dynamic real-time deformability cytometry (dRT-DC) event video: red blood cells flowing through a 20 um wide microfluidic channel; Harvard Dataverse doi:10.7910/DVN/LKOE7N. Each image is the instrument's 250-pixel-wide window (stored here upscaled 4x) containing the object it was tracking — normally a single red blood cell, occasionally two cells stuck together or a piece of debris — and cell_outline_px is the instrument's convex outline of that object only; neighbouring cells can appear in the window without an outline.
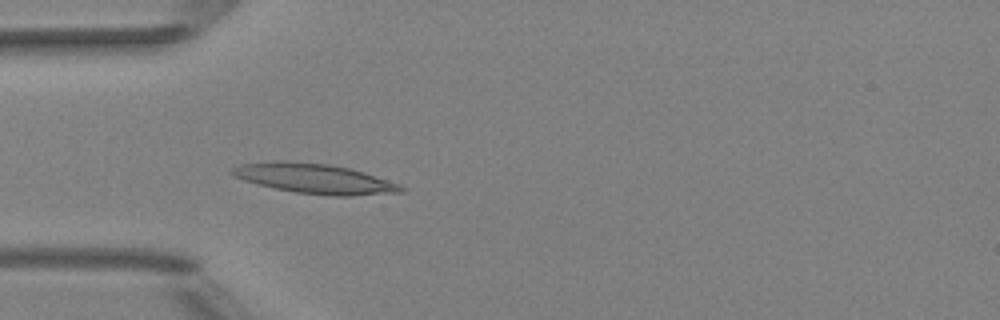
{"species": "Egyptian fruit bat (a non-hibernating species)", "species_latin": "Rousettus aegyptiacus", "temperature_condition": "room temperature", "stored_images_in_passage": 39, "camera_frame_rate_fps": 3000, "um_per_image_px": 0.085, "animal": {"sex": "female"}, "frame": {"image": 1, "passage_image": 3, "time_ms": 0.667, "image_size_px": [1000, 320], "cell_outline_px": [[404, 192], [352, 196], [332, 196], [296, 192], [276, 188], [244, 180], [228, 172], [228, 168], [240, 164], [272, 160], [284, 160], [328, 164], [348, 168], [364, 172], [400, 184], [404, 188]], "centroid_in_image_um": [26.71, 15.17], "position_along_channel_um": 58.3, "area_um2": 29.48}}
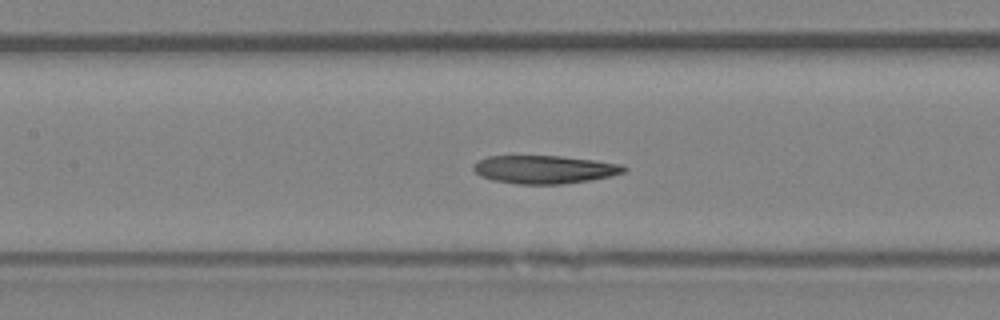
{"frame": {"image": 2, "passage_image": 11, "time_ms": 3.333, "image_size_px": [1000, 320], "cell_outline_px": [[628, 168], [624, 172], [612, 176], [592, 180], [564, 184], [516, 184], [492, 180], [480, 176], [472, 168], [472, 164], [488, 156], [560, 156], [592, 160], [620, 164]], "centroid_in_image_um": [46.27, 14.41], "position_along_channel_um": 161.1, "area_um2": 24.74}}
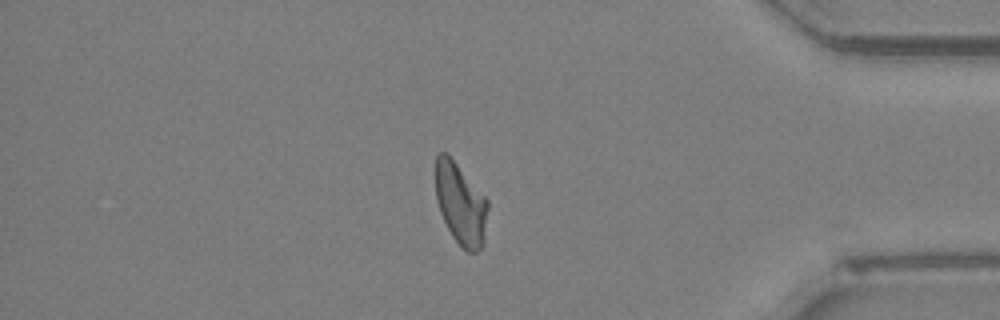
{"frame": {"image": 3, "passage_image": 31, "time_ms": 10.0, "image_size_px": [1000, 320], "cell_outline_px": [[488, 208], [484, 244], [476, 252], [468, 252], [452, 236], [440, 212], [436, 200], [436, 156], [440, 152], [444, 152], [456, 164], [488, 200]], "centroid_in_image_um": [39.16, 17.37], "position_along_channel_um": 396.0, "area_um2": 24.39}, "authors_computed_cell_mechanics": {"area_um2": 25.0852, "velocity_mm_per_s": 3.997, "shape_relaxation_time_tau1_ms": null, "shape_relaxation_time_tau2_ms": 3.4565, "deformation_change_tau1": null, "deformation_change_tau2": 0.1188}}